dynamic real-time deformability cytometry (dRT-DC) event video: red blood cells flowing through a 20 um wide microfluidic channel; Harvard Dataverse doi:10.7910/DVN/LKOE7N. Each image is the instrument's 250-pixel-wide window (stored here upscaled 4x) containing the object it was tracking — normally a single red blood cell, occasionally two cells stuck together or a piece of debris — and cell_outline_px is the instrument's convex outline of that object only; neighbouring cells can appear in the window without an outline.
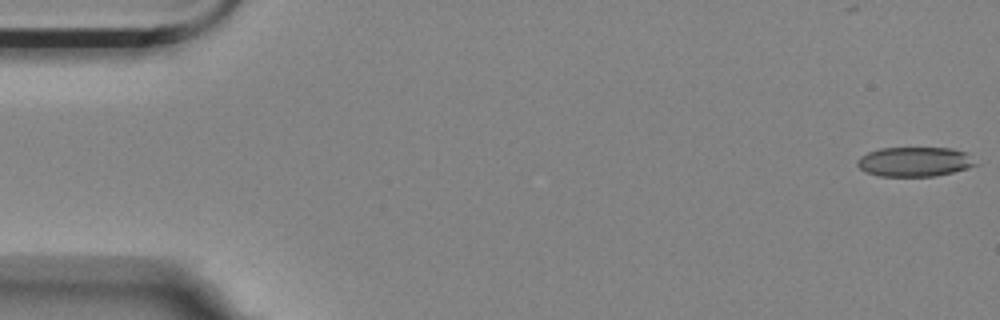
{"species": "Egyptian fruit bat (a non-hibernating species)", "species_latin": "Rousettus aegyptiacus", "temperature_condition": "room temperature", "stored_images_in_passage": 4, "camera_frame_rate_fps": 3000, "um_per_image_px": 0.085, "animal": {"sex": "female"}, "frame": {"image": 1, "passage_image": 1, "time_ms": 0.0, "image_size_px": [1000, 320], "cell_outline_px": [[980, 164], [968, 168], [936, 176], [880, 176], [864, 172], [856, 164], [856, 160], [860, 156], [868, 152], [880, 148], [952, 148], [964, 152]], "centroid_in_image_um": [77.72, 13.75], "position_along_channel_um": 7.3, "area_um2": 20.46}}